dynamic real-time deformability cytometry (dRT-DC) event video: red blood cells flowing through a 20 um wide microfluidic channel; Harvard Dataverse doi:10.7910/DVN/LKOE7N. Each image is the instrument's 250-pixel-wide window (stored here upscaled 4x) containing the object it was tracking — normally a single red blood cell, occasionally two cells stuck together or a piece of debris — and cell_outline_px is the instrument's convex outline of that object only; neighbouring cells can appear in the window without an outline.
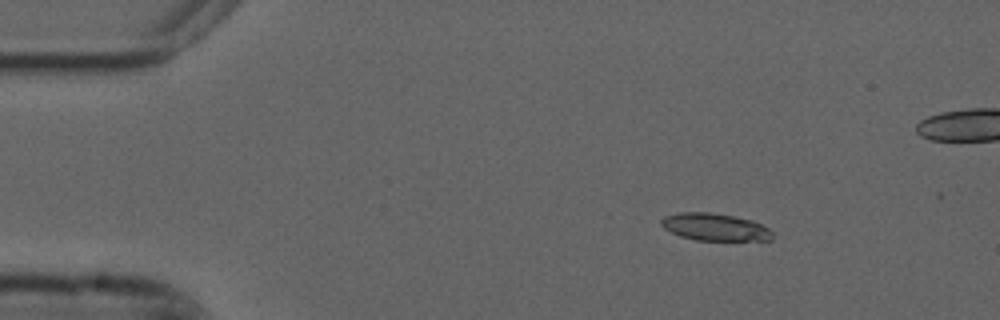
{"species": "common noctule bat (a hibernating species)", "species_latin": "Nyctalus noctula", "temperature_condition": "cold", "stored_images_in_passage": 14, "camera_frame_rate_fps": 3000, "um_per_image_px": 0.085, "animal": {"sex": "male", "forearm_length_mm": 52.5}, "frame": {"image": 1, "passage_image": 8, "time_ms": 2.333, "image_size_px": [1000, 320], "cell_outline_px": [[772, 240], [696, 240], [680, 236], [664, 228], [660, 224], [660, 220], [664, 216], [680, 212], [712, 212], [752, 220], [768, 228], [772, 232]], "centroid_in_image_um": [60.74, 19.29], "position_along_channel_um": 24.3, "area_um2": 17.63}}